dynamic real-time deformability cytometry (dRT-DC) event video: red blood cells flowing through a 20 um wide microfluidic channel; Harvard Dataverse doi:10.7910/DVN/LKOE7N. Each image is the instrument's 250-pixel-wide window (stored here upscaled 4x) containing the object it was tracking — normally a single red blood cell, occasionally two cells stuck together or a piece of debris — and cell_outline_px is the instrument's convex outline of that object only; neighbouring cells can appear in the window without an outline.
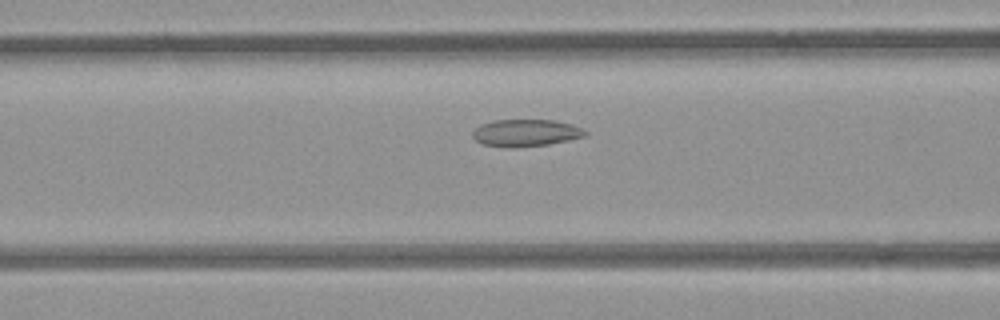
{"species": "common noctule bat (a hibernating species)", "species_latin": "Nyctalus noctula", "temperature_condition": "room temperature", "stored_images_in_passage": 29, "segment_of_instrument_passage": [1, 2], "camera_frame_rate_fps": 3000, "um_per_image_px": 0.085, "animal": {"sex": "female", "body_mass_g": 21.9}, "frame": {"image": 1, "passage_image": 8, "time_ms": 2.333, "image_size_px": [1000, 320], "cell_outline_px": [[588, 136], [548, 144], [512, 148], [484, 144], [476, 140], [472, 136], [472, 132], [480, 124], [492, 120], [556, 120], [572, 124], [588, 132]], "centroid_in_image_um": [44.7, 11.29], "position_along_channel_um": 121.9, "area_um2": 17.8}}
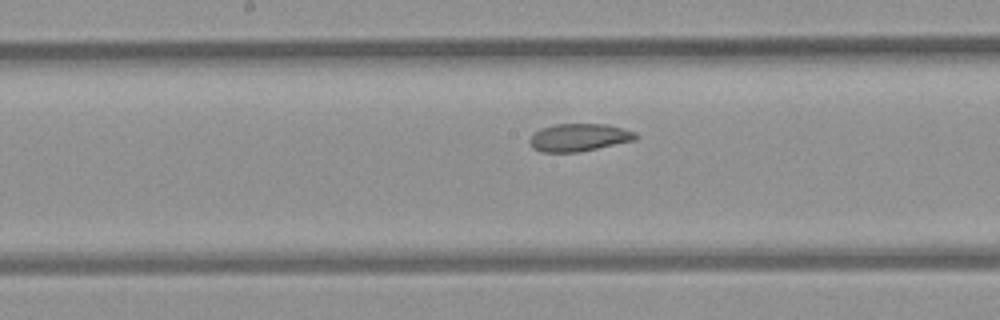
{"frame": {"image": 2, "passage_image": 14, "time_ms": 4.333, "image_size_px": [1000, 320], "cell_outline_px": [[640, 136], [636, 140], [580, 152], [540, 152], [532, 148], [528, 140], [540, 128], [556, 124], [608, 124], [636, 132]], "centroid_in_image_um": [49.24, 11.69], "position_along_channel_um": 199.0, "area_um2": 17.28}}
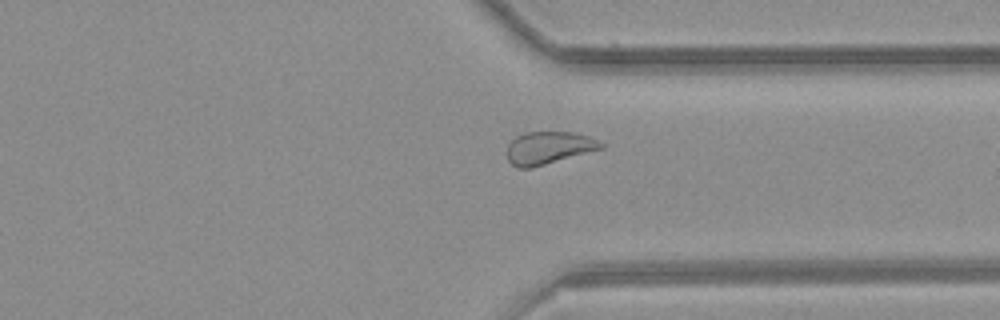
{"frame": {"image": 3, "passage_image": 27, "time_ms": 8.667, "image_size_px": [1000, 320], "cell_outline_px": [[604, 148], [532, 168], [516, 168], [508, 160], [508, 144], [516, 136], [524, 132], [576, 132], [588, 136], [604, 144]], "centroid_in_image_um": [46.63, 12.57], "position_along_channel_um": 364.8, "area_um2": 17.86}}